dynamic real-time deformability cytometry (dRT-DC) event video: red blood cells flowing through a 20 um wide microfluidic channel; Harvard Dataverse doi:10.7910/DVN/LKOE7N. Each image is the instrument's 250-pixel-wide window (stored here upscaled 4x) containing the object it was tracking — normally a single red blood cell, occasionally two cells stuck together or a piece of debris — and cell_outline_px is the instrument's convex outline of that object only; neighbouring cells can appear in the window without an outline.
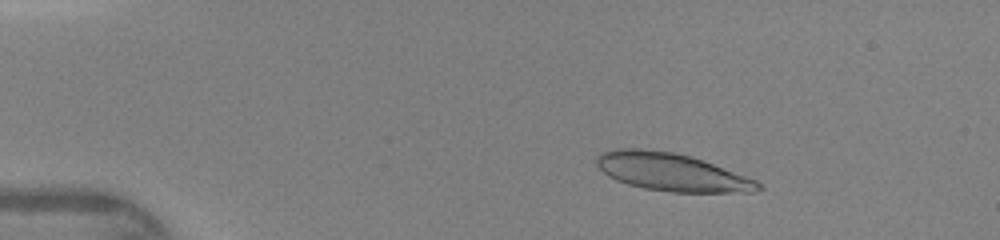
{"species": "human", "species_latin": "Homo sapiens", "temperature_condition": "warm", "stored_images_in_passage": 40, "camera_frame_rate_fps": 3000, "um_per_image_px": 0.085, "donor": {"sex": "female"}, "frame": {"image": 1, "passage_image": 2, "time_ms": 0.333, "image_size_px": [1000, 240], "cell_outline_px": [[764, 188], [752, 192], [672, 192], [644, 188], [628, 184], [616, 180], [608, 176], [596, 164], [596, 156], [600, 152], [616, 148], [640, 148], [672, 152], [692, 156], [756, 180]], "centroid_in_image_um": [57.05, 14.62], "position_along_channel_um": 27.9, "area_um2": 35.49}}
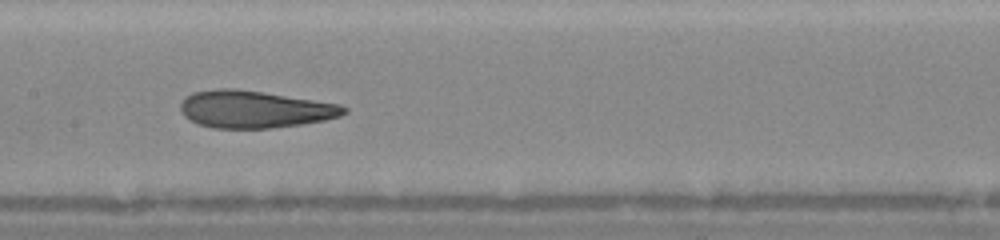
{"frame": {"image": 2, "passage_image": 18, "time_ms": 5.667, "image_size_px": [1000, 240], "cell_outline_px": [[348, 112], [340, 116], [324, 120], [300, 124], [272, 128], [212, 128], [196, 124], [188, 120], [184, 116], [180, 108], [180, 104], [192, 92], [220, 88], [236, 88], [264, 92], [340, 104], [348, 108]], "centroid_in_image_um": [21.62, 9.29], "position_along_channel_um": 185.8, "area_um2": 35.6}}
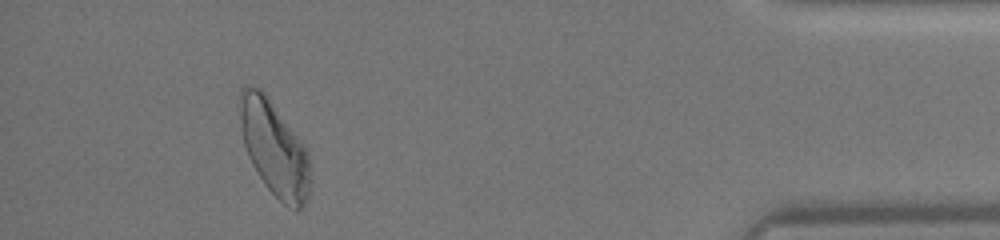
{"frame": {"image": 3, "passage_image": 37, "time_ms": 12.0, "image_size_px": [1000, 240], "cell_outline_px": [[308, 192], [304, 204], [296, 212], [288, 208], [264, 184], [256, 172], [248, 156], [244, 144], [240, 128], [240, 88], [244, 84], [248, 84], [260, 88], [264, 92], [300, 140], [308, 152]], "centroid_in_image_um": [23.26, 12.59], "position_along_channel_um": 411.9, "area_um2": 38.32}}